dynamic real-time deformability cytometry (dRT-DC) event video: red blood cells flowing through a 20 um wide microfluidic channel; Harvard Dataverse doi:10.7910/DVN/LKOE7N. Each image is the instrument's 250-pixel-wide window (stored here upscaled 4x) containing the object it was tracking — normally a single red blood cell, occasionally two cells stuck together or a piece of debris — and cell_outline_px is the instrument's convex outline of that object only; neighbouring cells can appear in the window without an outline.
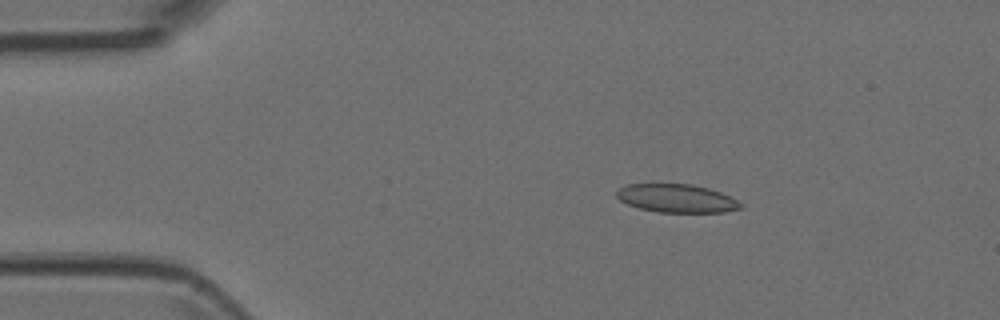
{"species": "Egyptian fruit bat (a non-hibernating species)", "species_latin": "Rousettus aegyptiacus", "temperature_condition": "room temperature", "stored_images_in_passage": 5, "camera_frame_rate_fps": 3000, "um_per_image_px": 0.085, "animal": {"sex": "female"}, "frame": {"image": 1, "passage_image": 3, "time_ms": 0.667, "image_size_px": [1000, 320], "cell_outline_px": [[744, 208], [724, 212], [660, 212], [640, 208], [628, 204], [620, 200], [616, 196], [616, 192], [620, 188], [628, 184], [692, 184], [708, 188], [720, 192], [744, 204]], "centroid_in_image_um": [57.54, 16.86], "position_along_channel_um": 27.5, "area_um2": 20.35}}
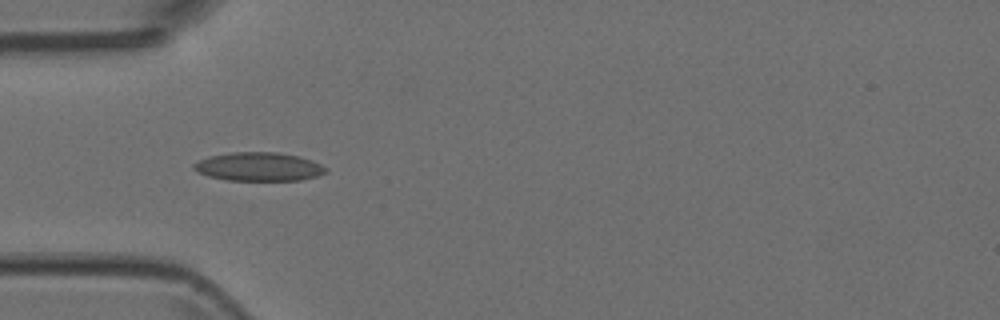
{"frame": {"image": 2, "passage_image": 5, "time_ms": 1.333, "image_size_px": [1000, 320], "cell_outline_px": [[328, 172], [316, 176], [300, 180], [228, 180], [208, 176], [192, 168], [192, 164], [208, 156], [232, 152], [276, 152], [300, 156], [312, 160], [328, 168]], "centroid_in_image_um": [22.01, 14.16], "position_along_channel_um": 63.0, "area_um2": 22.02}}